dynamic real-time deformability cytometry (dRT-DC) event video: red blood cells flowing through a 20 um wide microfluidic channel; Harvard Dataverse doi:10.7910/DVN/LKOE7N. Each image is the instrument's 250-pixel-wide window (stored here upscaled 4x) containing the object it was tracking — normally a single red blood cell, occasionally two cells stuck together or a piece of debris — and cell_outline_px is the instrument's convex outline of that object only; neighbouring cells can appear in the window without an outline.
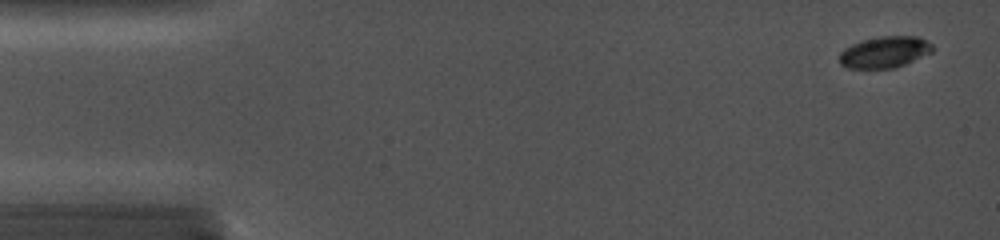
{"species": "common noctule bat (a hibernating species)", "species_latin": "Nyctalus noctula", "temperature_condition": "cold", "stored_images_in_passage": 5, "camera_frame_rate_fps": 5000, "um_per_image_px": 0.085, "animal": {"sex": "female", "body_mass_g": 19.0, "forearm_length_mm": 56.7}, "frame": {"image": 1, "passage_image": 1, "time_ms": 0.0, "image_size_px": [1000, 240], "cell_outline_px": [[936, 48], [932, 52], [896, 68], [848, 68], [840, 64], [840, 52], [844, 48], [852, 44], [864, 40], [880, 36], [920, 36], [928, 40]], "centroid_in_image_um": [75.24, 4.42], "position_along_channel_um": 9.8, "area_um2": 17.17}}